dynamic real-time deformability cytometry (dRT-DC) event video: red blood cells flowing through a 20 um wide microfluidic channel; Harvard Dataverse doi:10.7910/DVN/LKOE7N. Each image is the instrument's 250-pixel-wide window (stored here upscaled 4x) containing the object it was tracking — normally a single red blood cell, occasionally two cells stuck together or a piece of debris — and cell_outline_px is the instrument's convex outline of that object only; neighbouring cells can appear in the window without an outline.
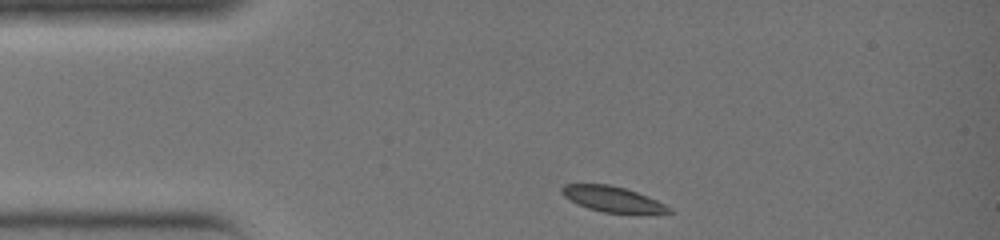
{"species": "common noctule bat (a hibernating species)", "species_latin": "Nyctalus noctula", "temperature_condition": "warm", "stored_images_in_passage": 26, "camera_frame_rate_fps": 3000, "um_per_image_px": 0.085, "animal": {"sex": "female", "body_mass_g": 19.0, "forearm_length_mm": 51.5}, "frame": {"image": 1, "passage_image": 1, "time_ms": 0.0, "image_size_px": [1000, 240], "cell_outline_px": [[672, 212], [604, 212], [588, 208], [564, 196], [560, 192], [560, 188], [564, 184], [608, 184], [624, 188], [636, 192], [656, 200], [672, 208]], "centroid_in_image_um": [52.0, 16.89], "position_along_channel_um": 33.0, "area_um2": 15.32}}
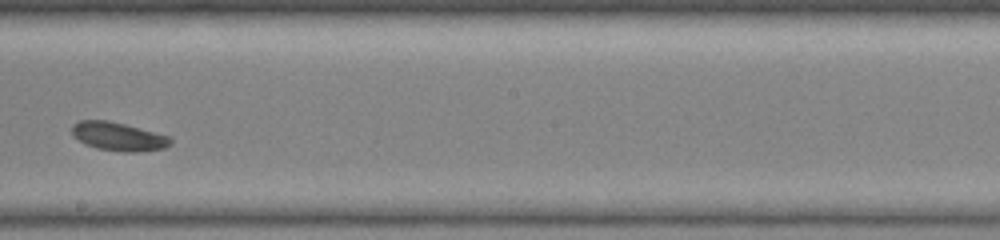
{"frame": {"image": 2, "passage_image": 15, "time_ms": 4.667, "image_size_px": [1000, 240], "cell_outline_px": [[172, 144], [164, 148], [140, 152], [124, 152], [96, 148], [84, 144], [72, 136], [72, 124], [80, 120], [108, 120], [172, 136]], "centroid_in_image_um": [10.07, 11.6], "position_along_channel_um": 238.1, "area_um2": 16.65}}
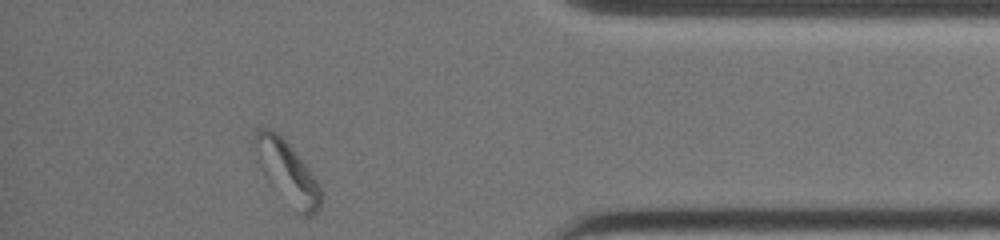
{"frame": {"image": 3, "passage_image": 26, "time_ms": 8.333, "image_size_px": [1000, 240], "cell_outline_px": [[320, 208], [312, 216], [304, 216], [296, 212], [256, 136], [256, 128], [272, 128], [288, 144], [308, 168], [316, 180], [320, 188]], "centroid_in_image_um": [24.73, 14.67], "position_along_channel_um": 410.5, "area_um2": 18.96}}